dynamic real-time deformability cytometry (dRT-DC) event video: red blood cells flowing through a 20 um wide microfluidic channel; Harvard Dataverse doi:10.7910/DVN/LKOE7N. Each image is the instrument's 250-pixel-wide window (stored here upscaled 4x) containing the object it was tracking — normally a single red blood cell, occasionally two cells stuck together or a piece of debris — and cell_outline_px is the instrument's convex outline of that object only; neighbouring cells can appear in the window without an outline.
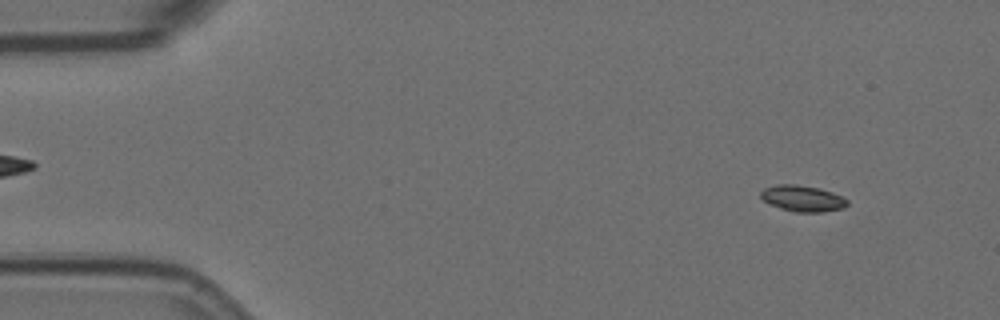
{"species": "Egyptian fruit bat (a non-hibernating species)", "species_latin": "Rousettus aegyptiacus", "temperature_condition": "room temperature", "stored_images_in_passage": 56, "camera_frame_rate_fps": 3000, "um_per_image_px": 0.085, "animal": {"sex": "female"}, "frame": {"image": 1, "passage_image": 5, "time_ms": 1.333, "image_size_px": [1000, 320], "cell_outline_px": [[848, 204], [844, 208], [824, 212], [792, 212], [780, 208], [764, 200], [760, 196], [760, 192], [764, 188], [776, 184], [796, 184], [820, 188], [832, 192], [848, 200]], "centroid_in_image_um": [68.23, 16.86], "position_along_channel_um": 16.8, "area_um2": 13.24}}
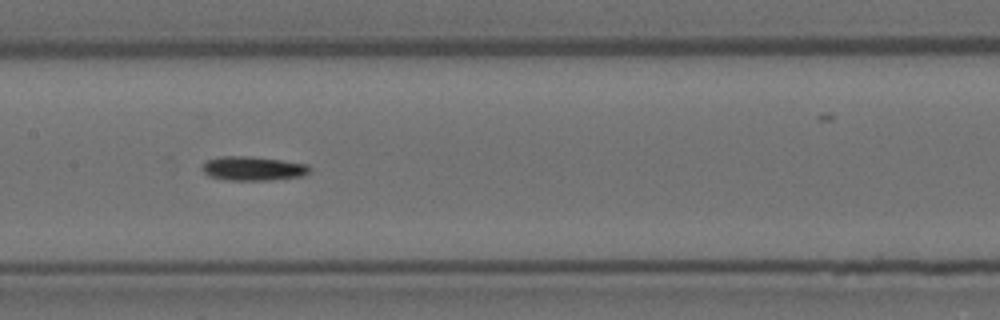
{"frame": {"image": 2, "passage_image": 27, "time_ms": 8.667, "image_size_px": [1000, 320], "cell_outline_px": [[312, 168], [304, 176], [272, 180], [228, 180], [208, 176], [200, 168], [208, 160], [220, 156], [248, 156], [280, 160], [308, 164]], "centroid_in_image_um": [21.52, 14.32], "position_along_channel_um": 185.9, "area_um2": 15.14}}
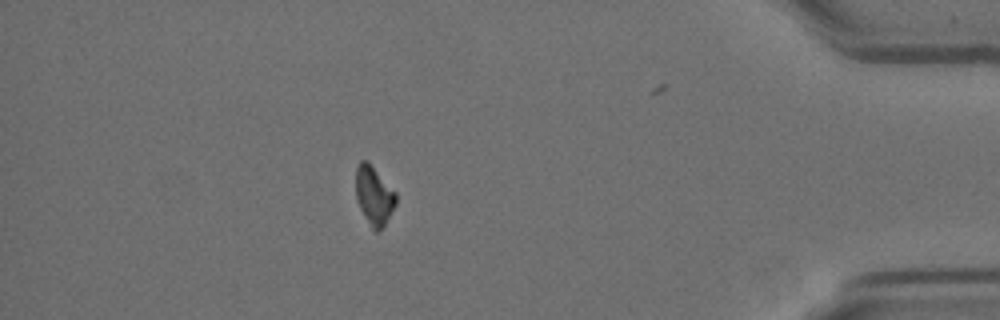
{"frame": {"image": 3, "passage_image": 49, "time_ms": 16.0, "image_size_px": [1000, 320], "cell_outline_px": [[396, 204], [384, 224], [376, 232], [372, 232], [356, 200], [356, 168], [360, 160], [368, 160], [396, 192]], "centroid_in_image_um": [31.78, 16.6], "position_along_channel_um": 403.4, "area_um2": 13.81}, "authors_computed_cell_mechanics": {"area_um2": 13.9298, "velocity_mm_per_s": 3.6038, "shape_relaxation_time_tau1_ms": 8.2775, "shape_relaxation_time_tau2_ms": null, "deformation_change_tau1": 0.1984, "deformation_change_tau2": null}}